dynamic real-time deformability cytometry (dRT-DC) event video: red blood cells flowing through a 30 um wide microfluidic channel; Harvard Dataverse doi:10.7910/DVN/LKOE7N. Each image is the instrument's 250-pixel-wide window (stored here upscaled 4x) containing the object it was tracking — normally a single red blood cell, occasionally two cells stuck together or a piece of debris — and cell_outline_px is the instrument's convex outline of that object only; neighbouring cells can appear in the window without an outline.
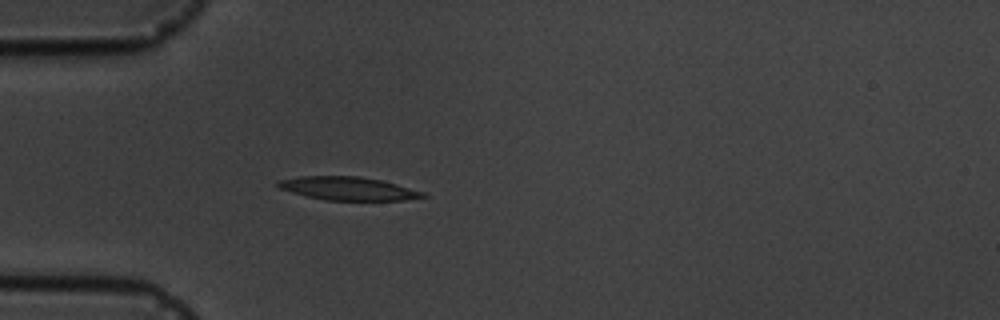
{"species": "common noctule bat (a hibernating species)", "species_latin": "Nyctalus noctula", "temperature_condition": "cold", "stored_images_in_passage": 3, "camera_frame_rate_fps": 3000, "um_per_image_px": 0.085, "animal": {"sex": "male", "body_mass_g": 19.5, "forearm_length_mm": 54.6}, "frame": {"image": 1, "passage_image": 3, "time_ms": 2.333, "image_size_px": [1000, 320], "cell_outline_px": [[428, 196], [404, 200], [324, 200], [292, 192], [280, 188], [276, 184], [276, 180], [300, 176], [360, 176], [380, 180], [396, 184], [424, 192]], "centroid_in_image_um": [29.56, 16.02], "position_along_channel_um": 55.4, "area_um2": 19.54}}